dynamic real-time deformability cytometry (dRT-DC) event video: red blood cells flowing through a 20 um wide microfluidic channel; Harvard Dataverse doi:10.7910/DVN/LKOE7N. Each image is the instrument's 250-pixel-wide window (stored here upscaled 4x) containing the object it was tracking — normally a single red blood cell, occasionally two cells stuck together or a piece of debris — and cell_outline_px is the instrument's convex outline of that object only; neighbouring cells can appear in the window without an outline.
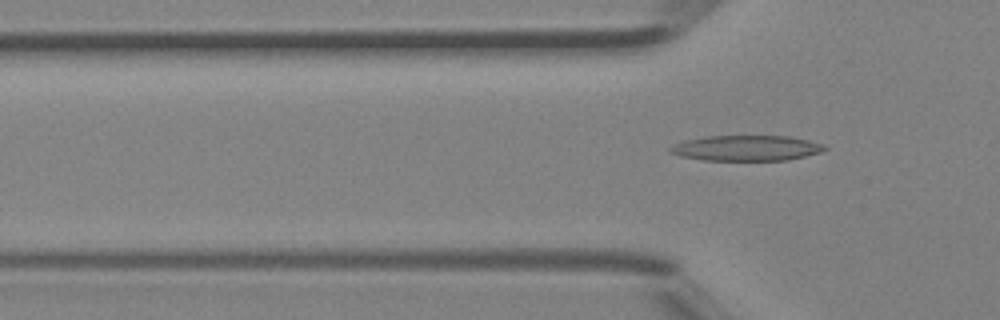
{"species": "Egyptian fruit bat (a non-hibernating species)", "species_latin": "Rousettus aegyptiacus", "temperature_condition": "room temperature", "stored_images_in_passage": 6, "camera_frame_rate_fps": 3000, "um_per_image_px": 0.085, "animal": {"sex": "female"}, "frame": {"image": 1, "passage_image": 6, "time_ms": 1.667, "image_size_px": [1000, 320], "cell_outline_px": [[828, 148], [820, 152], [788, 160], [704, 160], [680, 156], [668, 152], [668, 148], [684, 140], [704, 136], [788, 136], [808, 140], [824, 144]], "centroid_in_image_um": [63.42, 12.58], "position_along_channel_um": 62.4, "area_um2": 22.89}}